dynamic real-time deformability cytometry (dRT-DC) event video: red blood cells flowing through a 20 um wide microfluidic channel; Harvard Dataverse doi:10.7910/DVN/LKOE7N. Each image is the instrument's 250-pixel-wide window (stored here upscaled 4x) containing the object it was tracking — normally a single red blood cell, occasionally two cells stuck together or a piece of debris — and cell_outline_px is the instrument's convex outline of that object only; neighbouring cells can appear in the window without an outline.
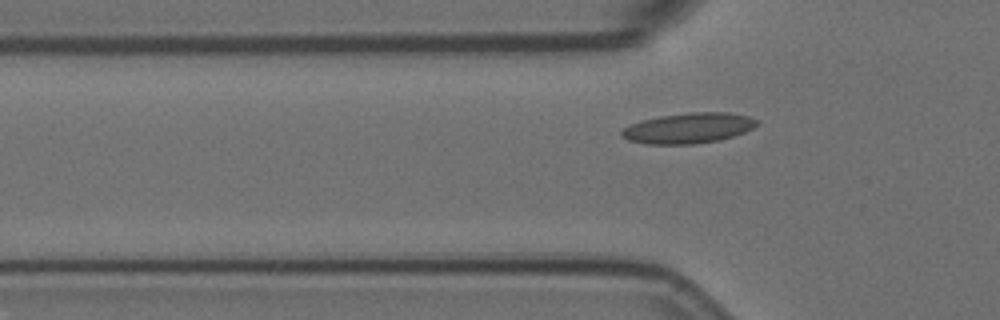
{"species": "Egyptian fruit bat (a non-hibernating species)", "species_latin": "Rousettus aegyptiacus", "temperature_condition": "room temperature", "stored_images_in_passage": 6, "segment_of_instrument_passage": [2, 2], "camera_frame_rate_fps": 3000, "um_per_image_px": 0.085, "animal": {"sex": "female"}, "frame": {"image": 1, "passage_image": 6, "time_ms": 1.667, "image_size_px": [1000, 320], "cell_outline_px": [[756, 124], [752, 128], [744, 132], [720, 140], [692, 144], [648, 144], [628, 140], [620, 136], [620, 132], [628, 124], [640, 120], [660, 116], [688, 112], [728, 112], [748, 116], [756, 120]], "centroid_in_image_um": [58.45, 10.88], "position_along_channel_um": 67.3, "area_um2": 23.99}}